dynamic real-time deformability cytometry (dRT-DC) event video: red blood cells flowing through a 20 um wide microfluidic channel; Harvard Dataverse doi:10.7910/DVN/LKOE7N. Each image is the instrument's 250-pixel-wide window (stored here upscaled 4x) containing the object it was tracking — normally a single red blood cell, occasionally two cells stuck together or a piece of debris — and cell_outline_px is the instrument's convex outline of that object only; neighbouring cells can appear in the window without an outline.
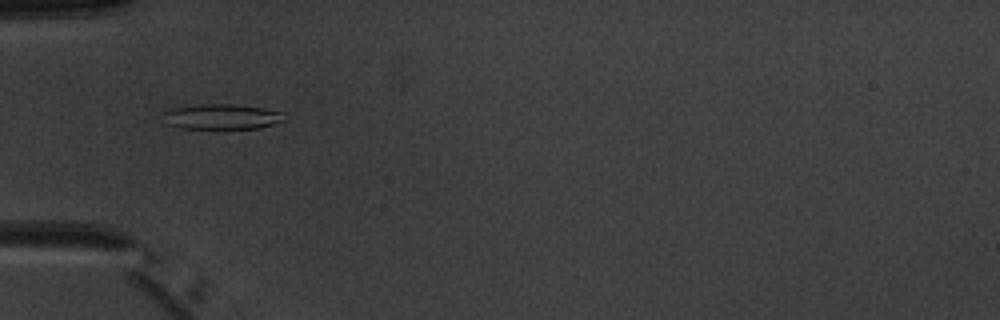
{"species": "common noctule bat (a hibernating species)", "species_latin": "Nyctalus noctula", "temperature_condition": "warm", "stored_images_in_passage": 8, "camera_frame_rate_fps": 3000, "um_per_image_px": 0.085, "animal": {"sex": "male", "body_mass_g": 20.1, "forearm_length_mm": 53.5}, "frame": {"image": 1, "passage_image": 5, "time_ms": 5.667, "image_size_px": [1000, 320], "cell_outline_px": [[288, 116], [284, 120], [260, 128], [180, 128], [168, 124], [160, 112], [176, 108], [204, 104], [236, 104], [264, 108], [284, 112]], "centroid_in_image_um": [18.9, 9.91], "position_along_channel_um": 66.1, "area_um2": 17.8}}
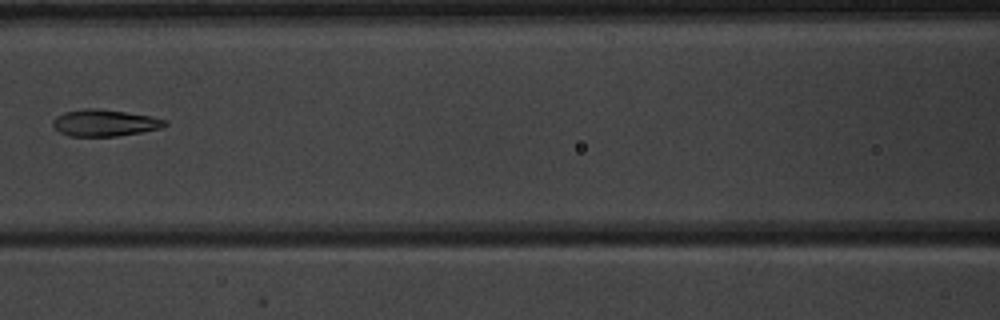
{"frame": {"image": 2, "passage_image": 7, "time_ms": 8.0, "image_size_px": [1000, 320], "cell_outline_px": [[168, 124], [160, 128], [140, 132], [116, 136], [68, 136], [60, 132], [52, 124], [52, 120], [56, 116], [64, 112], [84, 108], [96, 108], [152, 116], [168, 120]], "centroid_in_image_um": [8.89, 10.44], "position_along_channel_um": 157.7, "area_um2": 17.4}}
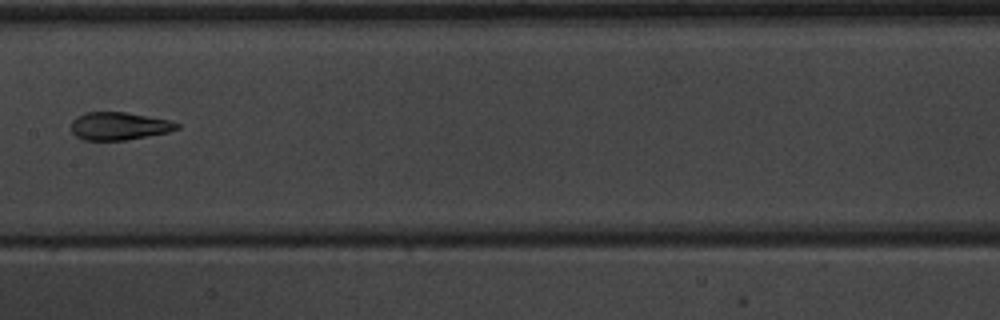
{"frame": {"image": 3, "passage_image": 8, "time_ms": 9.0, "image_size_px": [1000, 320], "cell_outline_px": [[180, 128], [168, 132], [124, 140], [84, 140], [76, 136], [72, 132], [72, 120], [76, 116], [84, 112], [124, 112], [168, 120], [180, 124]], "centroid_in_image_um": [10.09, 10.71], "position_along_channel_um": 197.3, "area_um2": 16.99}}